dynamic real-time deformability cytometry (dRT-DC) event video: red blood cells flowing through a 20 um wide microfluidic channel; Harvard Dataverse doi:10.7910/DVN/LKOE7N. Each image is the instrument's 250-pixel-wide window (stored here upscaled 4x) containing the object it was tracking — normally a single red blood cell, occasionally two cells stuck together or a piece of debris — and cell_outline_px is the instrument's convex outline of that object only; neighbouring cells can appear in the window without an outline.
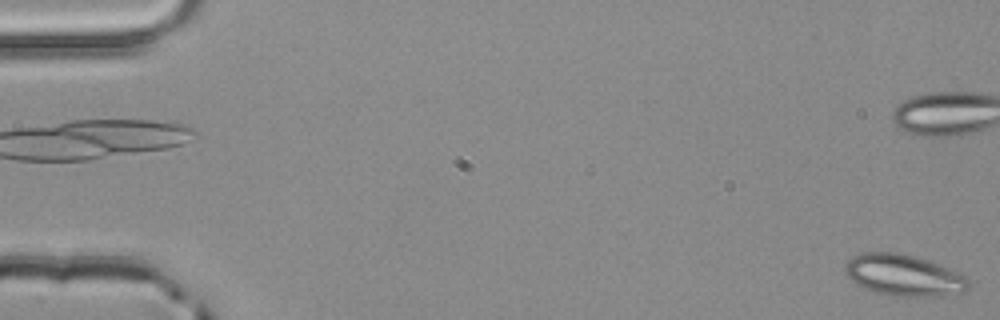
{"species": "common noctule bat (a hibernating species)", "species_latin": "Nyctalus noctula", "temperature_condition": "room temperature", "stored_images_in_passage": 3, "camera_frame_rate_fps": 3000, "um_per_image_px": 0.085, "animal": {"sex": "male", "body_mass_g": 20.4}, "frame": {"image": 1, "passage_image": 3, "time_ms": 0.667, "image_size_px": [1000, 320], "cell_outline_px": [[972, 284], [964, 292], [944, 296], [896, 296], [876, 292], [864, 288], [852, 280], [848, 276], [844, 268], [844, 264], [852, 256], [860, 252], [896, 252], [916, 256], [940, 264], [964, 276]], "centroid_in_image_um": [76.83, 23.39], "position_along_channel_um": 8.2, "area_um2": 29.88}}